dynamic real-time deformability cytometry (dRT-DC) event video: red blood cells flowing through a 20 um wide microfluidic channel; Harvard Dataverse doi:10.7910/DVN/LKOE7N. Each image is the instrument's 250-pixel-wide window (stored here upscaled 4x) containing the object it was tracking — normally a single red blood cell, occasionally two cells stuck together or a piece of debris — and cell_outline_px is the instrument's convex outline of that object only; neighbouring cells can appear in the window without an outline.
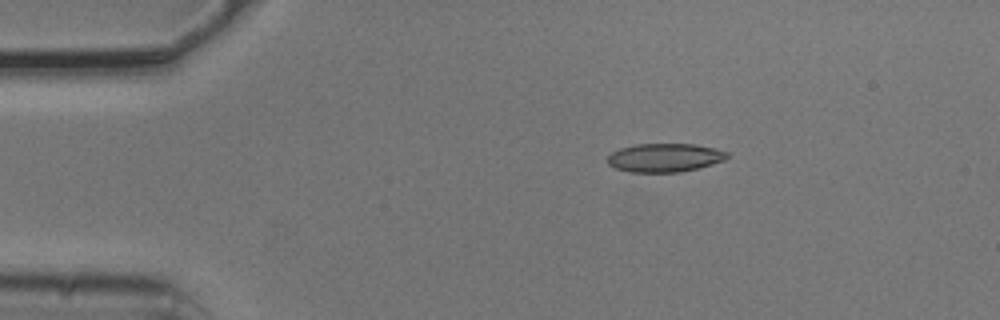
{"species": "common noctule bat (a hibernating species)", "species_latin": "Nyctalus noctula", "temperature_condition": "cold", "stored_images_in_passage": 6, "camera_frame_rate_fps": 3000, "um_per_image_px": 0.085, "animal": {"sex": "male", "body_mass_g": 20.5, "forearm_length_mm": 52.5}, "frame": {"image": 1, "passage_image": 3, "time_ms": 0.667, "image_size_px": [1000, 320], "cell_outline_px": [[728, 156], [724, 160], [700, 168], [680, 172], [632, 172], [616, 168], [608, 164], [608, 156], [612, 152], [620, 148], [636, 144], [696, 144], [728, 152]], "centroid_in_image_um": [56.5, 13.4], "position_along_channel_um": 28.5, "area_um2": 19.83}}
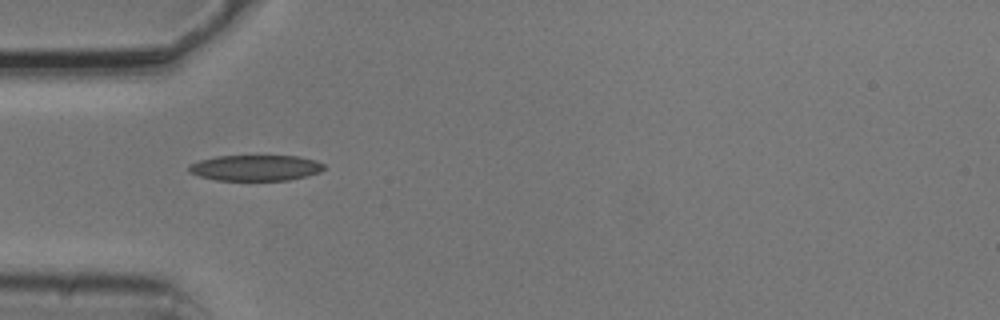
{"frame": {"image": 2, "passage_image": 5, "time_ms": 1.333, "image_size_px": [1000, 320], "cell_outline_px": [[324, 168], [320, 172], [288, 180], [216, 180], [200, 176], [188, 172], [188, 168], [192, 164], [200, 160], [216, 156], [300, 156], [316, 160], [324, 164]], "centroid_in_image_um": [21.73, 14.26], "position_along_channel_um": 63.3, "area_um2": 20.17}}
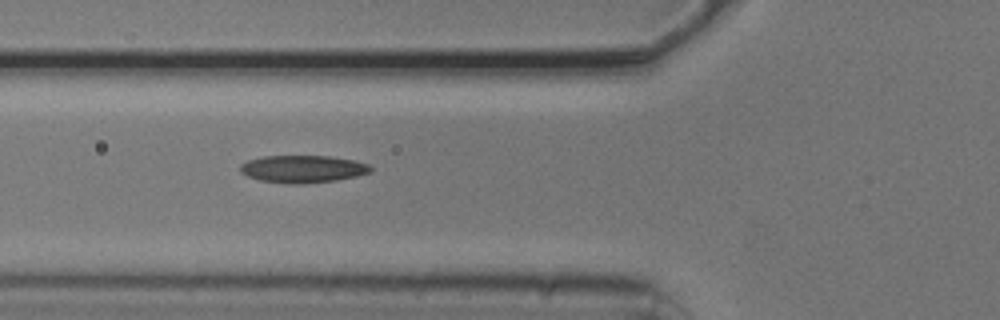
{"frame": {"image": 3, "passage_image": 6, "time_ms": 1.667, "image_size_px": [1000, 320], "cell_outline_px": [[372, 172], [356, 176], [336, 180], [300, 184], [288, 184], [260, 180], [248, 176], [240, 172], [240, 164], [248, 160], [264, 156], [332, 156], [356, 160], [368, 164], [372, 168]], "centroid_in_image_um": [25.75, 14.36], "position_along_channel_um": 100.0, "area_um2": 20.92}}